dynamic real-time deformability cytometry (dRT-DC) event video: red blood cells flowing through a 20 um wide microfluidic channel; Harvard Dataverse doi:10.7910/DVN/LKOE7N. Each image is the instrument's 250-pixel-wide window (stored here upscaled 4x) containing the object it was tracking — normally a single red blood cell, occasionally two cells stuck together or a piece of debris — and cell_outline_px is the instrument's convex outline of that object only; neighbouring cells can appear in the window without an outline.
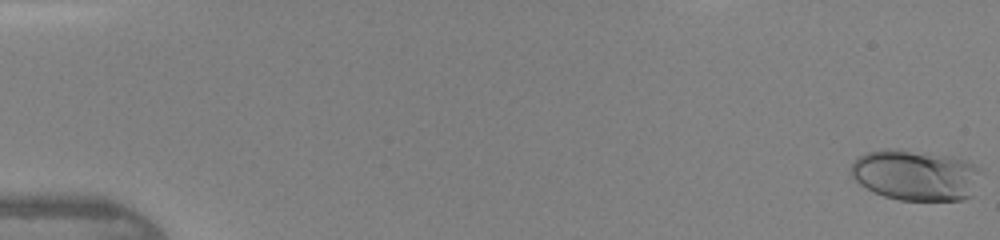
{"species": "human", "species_latin": "Homo sapiens", "temperature_condition": "warm", "stored_images_in_passage": 45, "camera_frame_rate_fps": 3000, "um_per_image_px": 0.085, "donor": {"sex": "female"}, "frame": {"image": 1, "passage_image": 1, "time_ms": 0.0, "image_size_px": [1000, 240], "cell_outline_px": [[984, 172], [972, 196], [964, 200], [900, 200], [884, 196], [860, 184], [848, 172], [856, 156], [868, 152], [884, 148], [892, 148], [952, 156], [976, 164], [984, 168]], "centroid_in_image_um": [77.89, 14.87], "position_along_channel_um": 7.1, "area_um2": 39.19}}
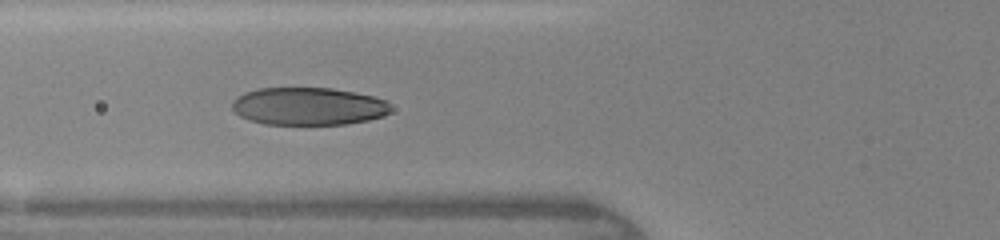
{"frame": {"image": 2, "passage_image": 18, "time_ms": 5.667, "image_size_px": [1000, 240], "cell_outline_px": [[392, 112], [384, 116], [368, 120], [348, 124], [264, 124], [248, 120], [240, 116], [232, 108], [232, 100], [236, 96], [244, 92], [260, 88], [332, 88], [372, 96], [388, 100], [392, 108]], "centroid_in_image_um": [26.23, 9.03], "position_along_channel_um": 99.6, "area_um2": 35.14}}
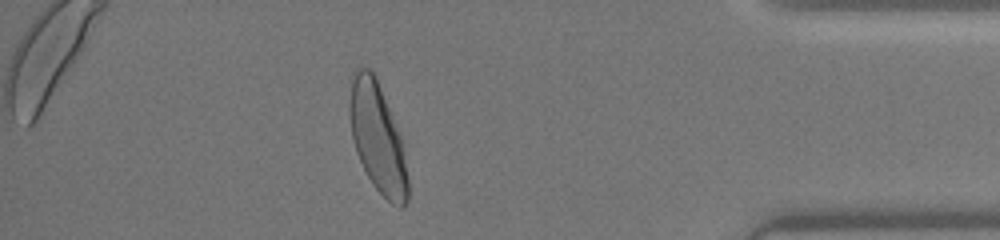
{"frame": {"image": 3, "passage_image": 40, "time_ms": 13.0, "image_size_px": [1000, 240], "cell_outline_px": [[408, 200], [400, 208], [392, 204], [372, 184], [356, 152], [352, 140], [348, 112], [348, 104], [352, 80], [356, 72], [360, 68], [368, 68], [376, 76], [400, 136], [404, 152], [408, 176]], "centroid_in_image_um": [32.08, 11.74], "position_along_channel_um": 403.1, "area_um2": 36.76}}